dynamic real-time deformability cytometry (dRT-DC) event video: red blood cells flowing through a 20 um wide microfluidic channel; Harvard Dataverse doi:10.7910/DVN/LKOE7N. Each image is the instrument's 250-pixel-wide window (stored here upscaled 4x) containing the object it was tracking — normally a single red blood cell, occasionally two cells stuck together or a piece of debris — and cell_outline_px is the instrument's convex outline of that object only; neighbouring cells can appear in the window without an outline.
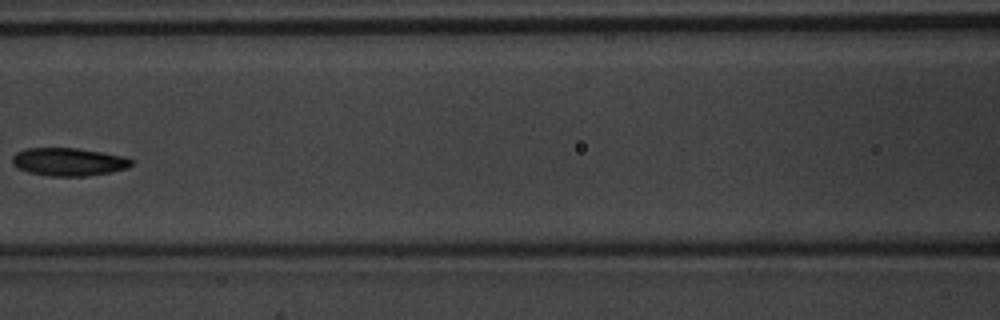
{"species": "common noctule bat (a hibernating species)", "species_latin": "Nyctalus noctula", "temperature_condition": "warm", "stored_images_in_passage": 7, "camera_frame_rate_fps": 3000, "um_per_image_px": 0.085, "animal": {"sex": "male", "body_mass_g": 20.1, "forearm_length_mm": 53.5}, "frame": {"image": 1, "passage_image": 6, "time_ms": 1.667, "image_size_px": [1000, 320], "cell_outline_px": [[132, 164], [128, 168], [112, 172], [88, 176], [48, 176], [28, 172], [16, 168], [12, 164], [12, 156], [16, 152], [24, 148], [76, 148], [124, 156], [132, 160]], "centroid_in_image_um": [5.8, 13.76], "position_along_channel_um": 160.8, "area_um2": 19.59}}
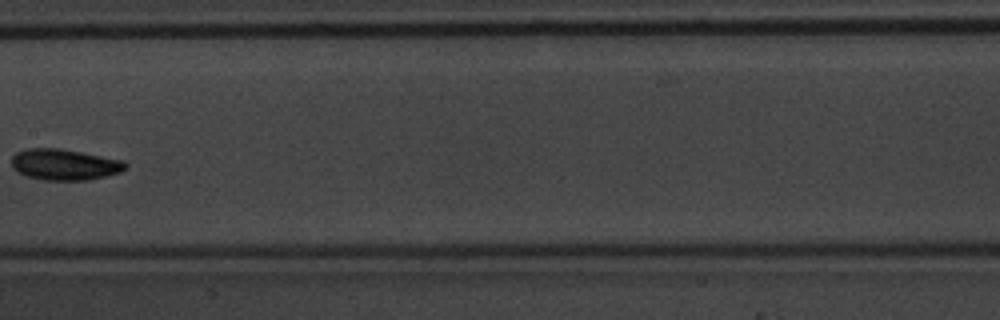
{"frame": {"image": 2, "passage_image": 7, "time_ms": 2.0, "image_size_px": [1000, 320], "cell_outline_px": [[128, 168], [120, 172], [108, 176], [88, 180], [44, 180], [24, 176], [16, 172], [12, 168], [12, 156], [16, 152], [24, 148], [60, 148], [124, 160], [128, 164]], "centroid_in_image_um": [5.48, 13.99], "position_along_channel_um": 201.9, "area_um2": 21.04}}